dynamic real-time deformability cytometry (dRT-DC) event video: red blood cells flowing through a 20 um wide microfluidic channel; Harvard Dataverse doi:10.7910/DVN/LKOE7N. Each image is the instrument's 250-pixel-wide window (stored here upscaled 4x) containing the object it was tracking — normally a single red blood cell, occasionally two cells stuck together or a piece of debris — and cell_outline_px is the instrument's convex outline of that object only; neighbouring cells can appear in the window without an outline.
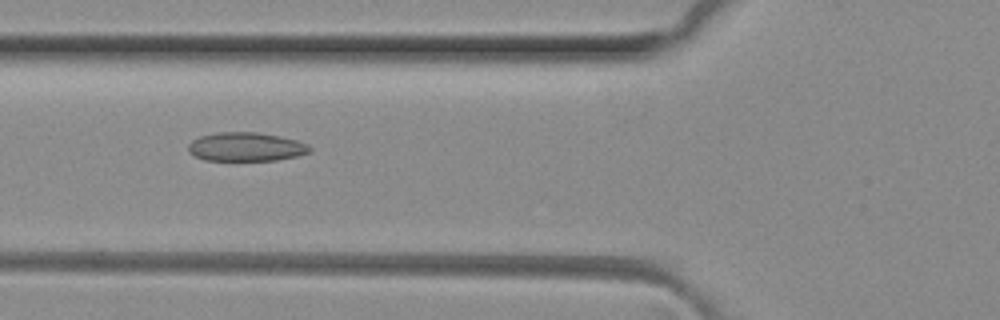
{"species": "common noctule bat (a hibernating species)", "species_latin": "Nyctalus noctula", "temperature_condition": "room temperature", "stored_images_in_passage": 49, "camera_frame_rate_fps": 3000, "um_per_image_px": 0.085, "animal": {"sex": "female", "body_mass_g": 29.2, "forearm_length_mm": 56.3}, "frame": {"image": 1, "passage_image": 18, "time_ms": 5.667, "image_size_px": [1000, 320], "cell_outline_px": [[312, 152], [296, 156], [276, 160], [204, 160], [188, 152], [188, 144], [192, 140], [200, 136], [220, 132], [256, 132], [280, 136], [296, 140], [308, 144], [312, 148]], "centroid_in_image_um": [20.92, 12.48], "position_along_channel_um": 104.9, "area_um2": 20.4}}
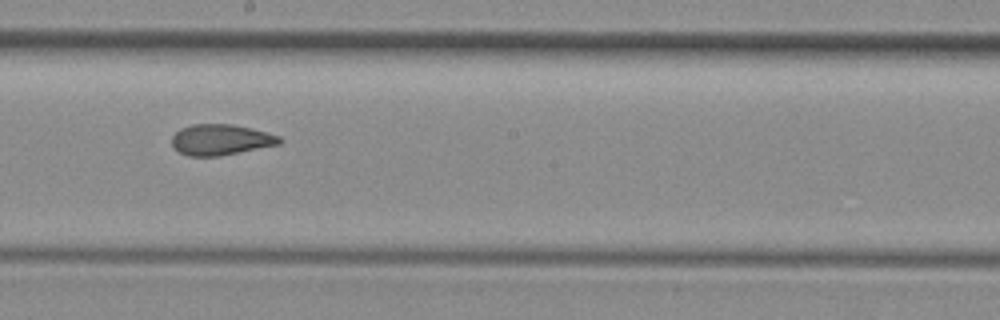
{"frame": {"image": 2, "passage_image": 27, "time_ms": 8.667, "image_size_px": [1000, 320], "cell_outline_px": [[284, 140], [280, 144], [220, 156], [188, 156], [180, 152], [172, 144], [172, 136], [180, 128], [192, 124], [232, 124], [252, 128], [280, 136]], "centroid_in_image_um": [18.78, 11.87], "position_along_channel_um": 229.4, "area_um2": 19.36}}
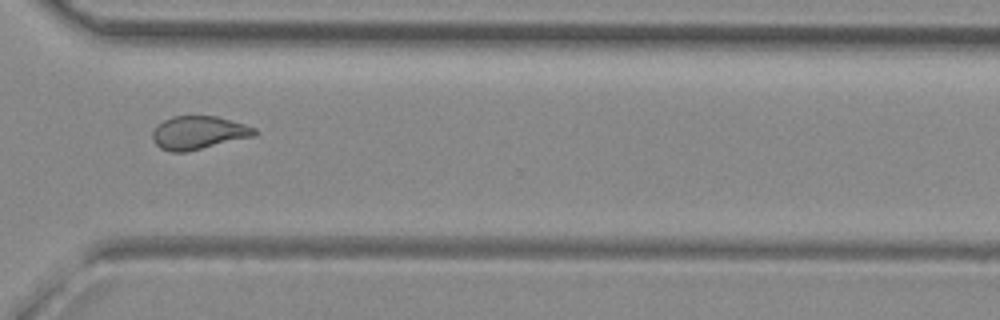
{"frame": {"image": 3, "passage_image": 36, "time_ms": 11.667, "image_size_px": [1000, 320], "cell_outline_px": [[256, 136], [188, 152], [172, 152], [160, 148], [152, 140], [152, 132], [164, 120], [172, 116], [216, 116], [244, 124], [256, 128]], "centroid_in_image_um": [16.89, 11.29], "position_along_channel_um": 353.7, "area_um2": 19.83}, "authors_computed_cell_mechanics": {"area_um2": 20.1722, "velocity_mm_per_s": 4.1526, "shape_relaxation_time_tau1_ms": null, "shape_relaxation_time_tau2_ms": 1.886, "deformation_change_tau1": null, "deformation_change_tau2": 0.0841}}